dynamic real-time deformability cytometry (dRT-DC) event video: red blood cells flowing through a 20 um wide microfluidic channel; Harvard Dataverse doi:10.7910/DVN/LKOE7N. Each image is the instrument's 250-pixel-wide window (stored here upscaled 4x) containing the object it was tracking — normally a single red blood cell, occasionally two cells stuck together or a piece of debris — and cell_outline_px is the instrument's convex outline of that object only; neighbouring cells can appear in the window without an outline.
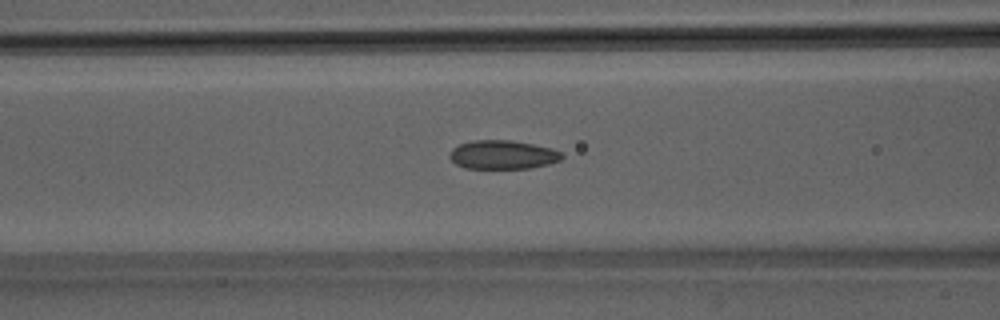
{"species": "Egyptian fruit bat (a non-hibernating species)", "species_latin": "Rousettus aegyptiacus", "temperature_condition": "room temperature", "stored_images_in_passage": 49, "camera_frame_rate_fps": 3000, "um_per_image_px": 0.085, "animal": {"sex": "male"}, "frame": {"image": 1, "passage_image": 20, "time_ms": 6.333, "image_size_px": [1000, 320], "cell_outline_px": [[564, 156], [560, 160], [548, 164], [528, 168], [464, 168], [456, 164], [448, 156], [452, 148], [460, 144], [472, 140], [512, 140], [552, 148], [560, 152]], "centroid_in_image_um": [42.71, 13.14], "position_along_channel_um": 123.9, "area_um2": 18.79}}
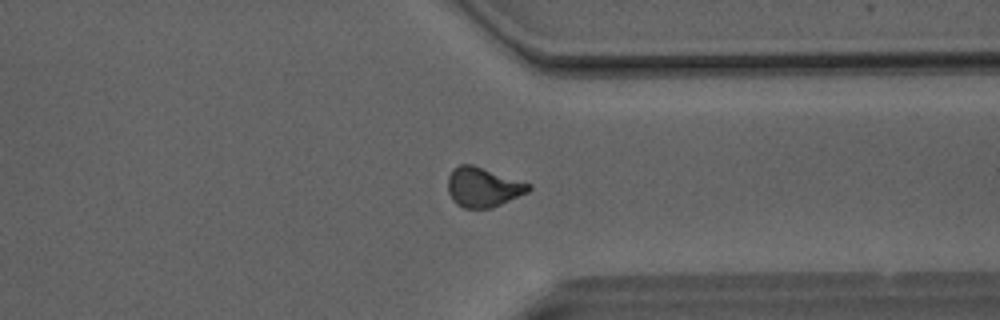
{"frame": {"image": 2, "passage_image": 38, "time_ms": 12.333, "image_size_px": [1000, 320], "cell_outline_px": [[532, 188], [528, 192], [492, 208], [464, 208], [456, 204], [452, 200], [448, 192], [448, 176], [460, 164], [472, 164], [532, 184]], "centroid_in_image_um": [41.07, 15.92], "position_along_channel_um": 370.3, "area_um2": 18.61}}
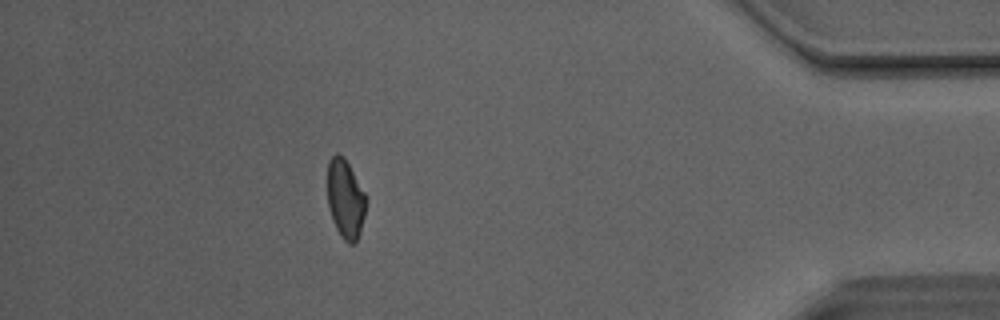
{"frame": {"image": 3, "passage_image": 44, "time_ms": 14.333, "image_size_px": [1000, 320], "cell_outline_px": [[368, 200], [360, 232], [356, 244], [348, 244], [340, 236], [332, 220], [328, 204], [328, 160], [336, 152], [344, 156], [368, 196]], "centroid_in_image_um": [29.39, 16.91], "position_along_channel_um": 405.8, "area_um2": 18.21}, "authors_computed_cell_mechanics": {"area_um2": 18.785, "velocity_mm_per_s": 4.131, "shape_relaxation_time_tau1_ms": null, "shape_relaxation_time_tau2_ms": 2.02, "deformation_change_tau1": null, "deformation_change_tau2": 0.0841}}